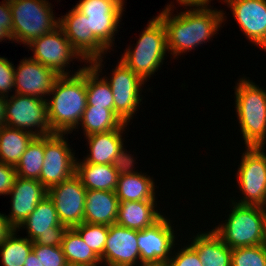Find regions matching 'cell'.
<instances>
[{
    "label": "cell",
    "mask_w": 266,
    "mask_h": 266,
    "mask_svg": "<svg viewBox=\"0 0 266 266\" xmlns=\"http://www.w3.org/2000/svg\"><path fill=\"white\" fill-rule=\"evenodd\" d=\"M17 234L18 230L16 229L0 244L2 266H23L32 250L33 242L27 237H18Z\"/></svg>",
    "instance_id": "32"
},
{
    "label": "cell",
    "mask_w": 266,
    "mask_h": 266,
    "mask_svg": "<svg viewBox=\"0 0 266 266\" xmlns=\"http://www.w3.org/2000/svg\"><path fill=\"white\" fill-rule=\"evenodd\" d=\"M142 266H166V264H162V265H142Z\"/></svg>",
    "instance_id": "44"
},
{
    "label": "cell",
    "mask_w": 266,
    "mask_h": 266,
    "mask_svg": "<svg viewBox=\"0 0 266 266\" xmlns=\"http://www.w3.org/2000/svg\"><path fill=\"white\" fill-rule=\"evenodd\" d=\"M16 177L15 167L0 162V196L9 194Z\"/></svg>",
    "instance_id": "39"
},
{
    "label": "cell",
    "mask_w": 266,
    "mask_h": 266,
    "mask_svg": "<svg viewBox=\"0 0 266 266\" xmlns=\"http://www.w3.org/2000/svg\"><path fill=\"white\" fill-rule=\"evenodd\" d=\"M61 17H59V26L86 64L106 56L108 49L88 30L86 15L80 13L73 6L69 12Z\"/></svg>",
    "instance_id": "16"
},
{
    "label": "cell",
    "mask_w": 266,
    "mask_h": 266,
    "mask_svg": "<svg viewBox=\"0 0 266 266\" xmlns=\"http://www.w3.org/2000/svg\"><path fill=\"white\" fill-rule=\"evenodd\" d=\"M8 195L11 196V212L5 216L15 228H18L35 210L37 204L47 196V189L36 179L17 176Z\"/></svg>",
    "instance_id": "21"
},
{
    "label": "cell",
    "mask_w": 266,
    "mask_h": 266,
    "mask_svg": "<svg viewBox=\"0 0 266 266\" xmlns=\"http://www.w3.org/2000/svg\"><path fill=\"white\" fill-rule=\"evenodd\" d=\"M61 247L67 264L79 266H102L101 259L84 242L74 228H67Z\"/></svg>",
    "instance_id": "29"
},
{
    "label": "cell",
    "mask_w": 266,
    "mask_h": 266,
    "mask_svg": "<svg viewBox=\"0 0 266 266\" xmlns=\"http://www.w3.org/2000/svg\"><path fill=\"white\" fill-rule=\"evenodd\" d=\"M84 242L102 260L109 226L83 222L74 227Z\"/></svg>",
    "instance_id": "33"
},
{
    "label": "cell",
    "mask_w": 266,
    "mask_h": 266,
    "mask_svg": "<svg viewBox=\"0 0 266 266\" xmlns=\"http://www.w3.org/2000/svg\"><path fill=\"white\" fill-rule=\"evenodd\" d=\"M135 159L124 166L119 173L115 194L119 202L156 201L155 182L146 173L135 169Z\"/></svg>",
    "instance_id": "22"
},
{
    "label": "cell",
    "mask_w": 266,
    "mask_h": 266,
    "mask_svg": "<svg viewBox=\"0 0 266 266\" xmlns=\"http://www.w3.org/2000/svg\"><path fill=\"white\" fill-rule=\"evenodd\" d=\"M32 250L44 266H67L61 246H42L33 244Z\"/></svg>",
    "instance_id": "35"
},
{
    "label": "cell",
    "mask_w": 266,
    "mask_h": 266,
    "mask_svg": "<svg viewBox=\"0 0 266 266\" xmlns=\"http://www.w3.org/2000/svg\"><path fill=\"white\" fill-rule=\"evenodd\" d=\"M6 97L0 96V128L5 125Z\"/></svg>",
    "instance_id": "43"
},
{
    "label": "cell",
    "mask_w": 266,
    "mask_h": 266,
    "mask_svg": "<svg viewBox=\"0 0 266 266\" xmlns=\"http://www.w3.org/2000/svg\"><path fill=\"white\" fill-rule=\"evenodd\" d=\"M86 193L87 189L76 174L47 190L62 225L74 228L84 222Z\"/></svg>",
    "instance_id": "15"
},
{
    "label": "cell",
    "mask_w": 266,
    "mask_h": 266,
    "mask_svg": "<svg viewBox=\"0 0 266 266\" xmlns=\"http://www.w3.org/2000/svg\"><path fill=\"white\" fill-rule=\"evenodd\" d=\"M75 8L87 16L88 30L108 49L113 48L125 0H79Z\"/></svg>",
    "instance_id": "9"
},
{
    "label": "cell",
    "mask_w": 266,
    "mask_h": 266,
    "mask_svg": "<svg viewBox=\"0 0 266 266\" xmlns=\"http://www.w3.org/2000/svg\"><path fill=\"white\" fill-rule=\"evenodd\" d=\"M12 13L13 40L29 44L59 26L48 0H9Z\"/></svg>",
    "instance_id": "6"
},
{
    "label": "cell",
    "mask_w": 266,
    "mask_h": 266,
    "mask_svg": "<svg viewBox=\"0 0 266 266\" xmlns=\"http://www.w3.org/2000/svg\"><path fill=\"white\" fill-rule=\"evenodd\" d=\"M231 266H266V244L232 249Z\"/></svg>",
    "instance_id": "34"
},
{
    "label": "cell",
    "mask_w": 266,
    "mask_h": 266,
    "mask_svg": "<svg viewBox=\"0 0 266 266\" xmlns=\"http://www.w3.org/2000/svg\"><path fill=\"white\" fill-rule=\"evenodd\" d=\"M245 148L236 173L242 196L240 200H231L242 205L263 207L266 203V150L265 147Z\"/></svg>",
    "instance_id": "7"
},
{
    "label": "cell",
    "mask_w": 266,
    "mask_h": 266,
    "mask_svg": "<svg viewBox=\"0 0 266 266\" xmlns=\"http://www.w3.org/2000/svg\"><path fill=\"white\" fill-rule=\"evenodd\" d=\"M122 124L121 119L111 109L87 105L79 126L82 127L86 137L94 133L118 129Z\"/></svg>",
    "instance_id": "30"
},
{
    "label": "cell",
    "mask_w": 266,
    "mask_h": 266,
    "mask_svg": "<svg viewBox=\"0 0 266 266\" xmlns=\"http://www.w3.org/2000/svg\"><path fill=\"white\" fill-rule=\"evenodd\" d=\"M9 97L6 98V126L27 131L34 136L54 134L49 125L45 99L17 93Z\"/></svg>",
    "instance_id": "8"
},
{
    "label": "cell",
    "mask_w": 266,
    "mask_h": 266,
    "mask_svg": "<svg viewBox=\"0 0 266 266\" xmlns=\"http://www.w3.org/2000/svg\"><path fill=\"white\" fill-rule=\"evenodd\" d=\"M44 162V136H35L22 154L15 170L24 179H40Z\"/></svg>",
    "instance_id": "31"
},
{
    "label": "cell",
    "mask_w": 266,
    "mask_h": 266,
    "mask_svg": "<svg viewBox=\"0 0 266 266\" xmlns=\"http://www.w3.org/2000/svg\"><path fill=\"white\" fill-rule=\"evenodd\" d=\"M229 216L212 230L230 248L266 244V211L261 206L242 205L231 199Z\"/></svg>",
    "instance_id": "4"
},
{
    "label": "cell",
    "mask_w": 266,
    "mask_h": 266,
    "mask_svg": "<svg viewBox=\"0 0 266 266\" xmlns=\"http://www.w3.org/2000/svg\"><path fill=\"white\" fill-rule=\"evenodd\" d=\"M235 21L254 46L266 52V0H224Z\"/></svg>",
    "instance_id": "18"
},
{
    "label": "cell",
    "mask_w": 266,
    "mask_h": 266,
    "mask_svg": "<svg viewBox=\"0 0 266 266\" xmlns=\"http://www.w3.org/2000/svg\"><path fill=\"white\" fill-rule=\"evenodd\" d=\"M137 241V230L117 224L109 225L101 265L142 266Z\"/></svg>",
    "instance_id": "20"
},
{
    "label": "cell",
    "mask_w": 266,
    "mask_h": 266,
    "mask_svg": "<svg viewBox=\"0 0 266 266\" xmlns=\"http://www.w3.org/2000/svg\"><path fill=\"white\" fill-rule=\"evenodd\" d=\"M119 200L113 191L87 190L84 222L91 224H116Z\"/></svg>",
    "instance_id": "25"
},
{
    "label": "cell",
    "mask_w": 266,
    "mask_h": 266,
    "mask_svg": "<svg viewBox=\"0 0 266 266\" xmlns=\"http://www.w3.org/2000/svg\"><path fill=\"white\" fill-rule=\"evenodd\" d=\"M19 62V65L14 67V93L46 100L60 75L30 57Z\"/></svg>",
    "instance_id": "19"
},
{
    "label": "cell",
    "mask_w": 266,
    "mask_h": 266,
    "mask_svg": "<svg viewBox=\"0 0 266 266\" xmlns=\"http://www.w3.org/2000/svg\"><path fill=\"white\" fill-rule=\"evenodd\" d=\"M16 228L9 222L6 216L0 213V244H2Z\"/></svg>",
    "instance_id": "40"
},
{
    "label": "cell",
    "mask_w": 266,
    "mask_h": 266,
    "mask_svg": "<svg viewBox=\"0 0 266 266\" xmlns=\"http://www.w3.org/2000/svg\"><path fill=\"white\" fill-rule=\"evenodd\" d=\"M179 249H176L177 252L174 249L166 266H203L196 249L190 243L184 245L183 248L181 245V250Z\"/></svg>",
    "instance_id": "36"
},
{
    "label": "cell",
    "mask_w": 266,
    "mask_h": 266,
    "mask_svg": "<svg viewBox=\"0 0 266 266\" xmlns=\"http://www.w3.org/2000/svg\"><path fill=\"white\" fill-rule=\"evenodd\" d=\"M72 75L59 76L46 99L47 116L53 133L70 134L87 106L86 64ZM52 95V96H51Z\"/></svg>",
    "instance_id": "2"
},
{
    "label": "cell",
    "mask_w": 266,
    "mask_h": 266,
    "mask_svg": "<svg viewBox=\"0 0 266 266\" xmlns=\"http://www.w3.org/2000/svg\"><path fill=\"white\" fill-rule=\"evenodd\" d=\"M151 19L140 33L134 48L129 45L120 57V61L145 82L162 66L168 51L163 21L158 16Z\"/></svg>",
    "instance_id": "5"
},
{
    "label": "cell",
    "mask_w": 266,
    "mask_h": 266,
    "mask_svg": "<svg viewBox=\"0 0 266 266\" xmlns=\"http://www.w3.org/2000/svg\"><path fill=\"white\" fill-rule=\"evenodd\" d=\"M128 125L123 123L118 129L86 136L89 154L83 160L93 164L128 165L135 159L124 148L122 136Z\"/></svg>",
    "instance_id": "17"
},
{
    "label": "cell",
    "mask_w": 266,
    "mask_h": 266,
    "mask_svg": "<svg viewBox=\"0 0 266 266\" xmlns=\"http://www.w3.org/2000/svg\"><path fill=\"white\" fill-rule=\"evenodd\" d=\"M16 229L18 231L26 229V234H28L25 237L32 241L33 244L61 246L67 227L61 224L54 203L47 195Z\"/></svg>",
    "instance_id": "13"
},
{
    "label": "cell",
    "mask_w": 266,
    "mask_h": 266,
    "mask_svg": "<svg viewBox=\"0 0 266 266\" xmlns=\"http://www.w3.org/2000/svg\"><path fill=\"white\" fill-rule=\"evenodd\" d=\"M14 64L5 57H0V96L9 97L14 92L15 71Z\"/></svg>",
    "instance_id": "37"
},
{
    "label": "cell",
    "mask_w": 266,
    "mask_h": 266,
    "mask_svg": "<svg viewBox=\"0 0 266 266\" xmlns=\"http://www.w3.org/2000/svg\"><path fill=\"white\" fill-rule=\"evenodd\" d=\"M77 159L78 158H76L75 174L81 179L82 185L87 190L115 192L119 173L124 166H127L112 164H93L86 163L82 159Z\"/></svg>",
    "instance_id": "23"
},
{
    "label": "cell",
    "mask_w": 266,
    "mask_h": 266,
    "mask_svg": "<svg viewBox=\"0 0 266 266\" xmlns=\"http://www.w3.org/2000/svg\"><path fill=\"white\" fill-rule=\"evenodd\" d=\"M103 59L98 58L86 66L87 105L111 109L114 112V97L111 87L102 73ZM103 65V66H102Z\"/></svg>",
    "instance_id": "27"
},
{
    "label": "cell",
    "mask_w": 266,
    "mask_h": 266,
    "mask_svg": "<svg viewBox=\"0 0 266 266\" xmlns=\"http://www.w3.org/2000/svg\"><path fill=\"white\" fill-rule=\"evenodd\" d=\"M34 137L27 131L2 126L0 128V162L16 167Z\"/></svg>",
    "instance_id": "28"
},
{
    "label": "cell",
    "mask_w": 266,
    "mask_h": 266,
    "mask_svg": "<svg viewBox=\"0 0 266 266\" xmlns=\"http://www.w3.org/2000/svg\"><path fill=\"white\" fill-rule=\"evenodd\" d=\"M155 206L157 201L119 202L116 224L137 231L153 226L164 216Z\"/></svg>",
    "instance_id": "24"
},
{
    "label": "cell",
    "mask_w": 266,
    "mask_h": 266,
    "mask_svg": "<svg viewBox=\"0 0 266 266\" xmlns=\"http://www.w3.org/2000/svg\"><path fill=\"white\" fill-rule=\"evenodd\" d=\"M179 6L195 7V6H209L211 0H176Z\"/></svg>",
    "instance_id": "41"
},
{
    "label": "cell",
    "mask_w": 266,
    "mask_h": 266,
    "mask_svg": "<svg viewBox=\"0 0 266 266\" xmlns=\"http://www.w3.org/2000/svg\"><path fill=\"white\" fill-rule=\"evenodd\" d=\"M118 64V65H117ZM112 69V76H103L109 83L114 97V113L123 123L130 124L142 101V87L146 82L123 62ZM110 77V79L108 78Z\"/></svg>",
    "instance_id": "11"
},
{
    "label": "cell",
    "mask_w": 266,
    "mask_h": 266,
    "mask_svg": "<svg viewBox=\"0 0 266 266\" xmlns=\"http://www.w3.org/2000/svg\"><path fill=\"white\" fill-rule=\"evenodd\" d=\"M3 40L14 41L12 13L9 0L0 2V42Z\"/></svg>",
    "instance_id": "38"
},
{
    "label": "cell",
    "mask_w": 266,
    "mask_h": 266,
    "mask_svg": "<svg viewBox=\"0 0 266 266\" xmlns=\"http://www.w3.org/2000/svg\"><path fill=\"white\" fill-rule=\"evenodd\" d=\"M66 134L54 133L44 136V162L40 179L47 190L71 178L76 171V157Z\"/></svg>",
    "instance_id": "10"
},
{
    "label": "cell",
    "mask_w": 266,
    "mask_h": 266,
    "mask_svg": "<svg viewBox=\"0 0 266 266\" xmlns=\"http://www.w3.org/2000/svg\"><path fill=\"white\" fill-rule=\"evenodd\" d=\"M189 239L203 266H231L232 249L212 229Z\"/></svg>",
    "instance_id": "26"
},
{
    "label": "cell",
    "mask_w": 266,
    "mask_h": 266,
    "mask_svg": "<svg viewBox=\"0 0 266 266\" xmlns=\"http://www.w3.org/2000/svg\"><path fill=\"white\" fill-rule=\"evenodd\" d=\"M23 266H44V265H42V262L40 261V259L37 258L34 251L31 250Z\"/></svg>",
    "instance_id": "42"
},
{
    "label": "cell",
    "mask_w": 266,
    "mask_h": 266,
    "mask_svg": "<svg viewBox=\"0 0 266 266\" xmlns=\"http://www.w3.org/2000/svg\"><path fill=\"white\" fill-rule=\"evenodd\" d=\"M235 86V109L246 147L266 144V88L244 76Z\"/></svg>",
    "instance_id": "3"
},
{
    "label": "cell",
    "mask_w": 266,
    "mask_h": 266,
    "mask_svg": "<svg viewBox=\"0 0 266 266\" xmlns=\"http://www.w3.org/2000/svg\"><path fill=\"white\" fill-rule=\"evenodd\" d=\"M211 6H195L173 14L172 2L158 14L167 32V49L171 58L194 50L200 44L207 43L222 27L226 20L223 10H214ZM172 11V12H171ZM171 51V52H170Z\"/></svg>",
    "instance_id": "1"
},
{
    "label": "cell",
    "mask_w": 266,
    "mask_h": 266,
    "mask_svg": "<svg viewBox=\"0 0 266 266\" xmlns=\"http://www.w3.org/2000/svg\"><path fill=\"white\" fill-rule=\"evenodd\" d=\"M27 47H30L29 49L33 51V56L30 58L51 68L60 76L70 75L71 70L69 71L67 68L73 59L76 58V60L78 59V61L80 60V62L85 63L81 56L74 50L60 26L32 40L27 44Z\"/></svg>",
    "instance_id": "12"
},
{
    "label": "cell",
    "mask_w": 266,
    "mask_h": 266,
    "mask_svg": "<svg viewBox=\"0 0 266 266\" xmlns=\"http://www.w3.org/2000/svg\"><path fill=\"white\" fill-rule=\"evenodd\" d=\"M172 220L164 215L153 226L137 231L140 262L143 265L166 264L178 243Z\"/></svg>",
    "instance_id": "14"
}]
</instances>
